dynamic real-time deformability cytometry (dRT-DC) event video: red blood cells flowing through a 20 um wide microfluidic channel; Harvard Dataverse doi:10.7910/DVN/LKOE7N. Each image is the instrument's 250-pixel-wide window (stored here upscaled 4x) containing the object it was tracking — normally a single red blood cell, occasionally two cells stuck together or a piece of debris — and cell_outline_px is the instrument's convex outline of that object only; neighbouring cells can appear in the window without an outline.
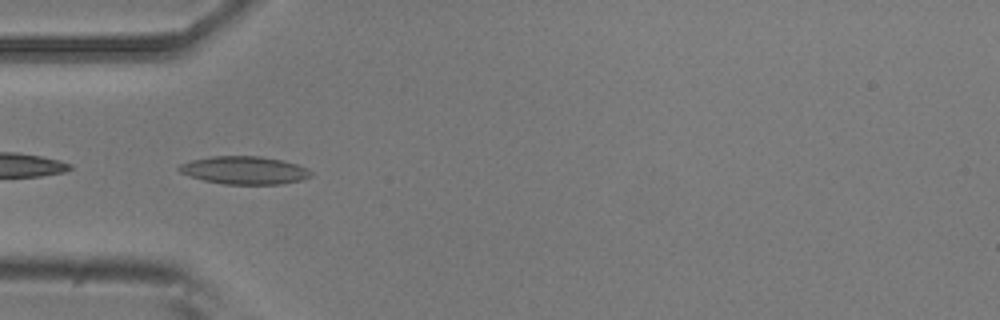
{"species": "common noctule bat (a hibernating species)", "species_latin": "Nyctalus noctula", "temperature_condition": "room temperature", "stored_images_in_passage": 50, "camera_frame_rate_fps": 3000, "um_per_image_px": 0.085, "animal": {"sex": "male", "body_mass_g": 20.5, "forearm_length_mm": 52.5}, "frame": {"image": 1, "passage_image": 14, "time_ms": 4.333, "image_size_px": [1000, 320], "cell_outline_px": [[312, 176], [300, 180], [284, 184], [224, 184], [204, 180], [180, 172], [176, 168], [180, 164], [192, 160], [212, 156], [260, 156], [284, 160], [308, 168], [312, 172]], "centroid_in_image_um": [20.81, 14.47], "position_along_channel_um": 64.2, "area_um2": 21.44}}
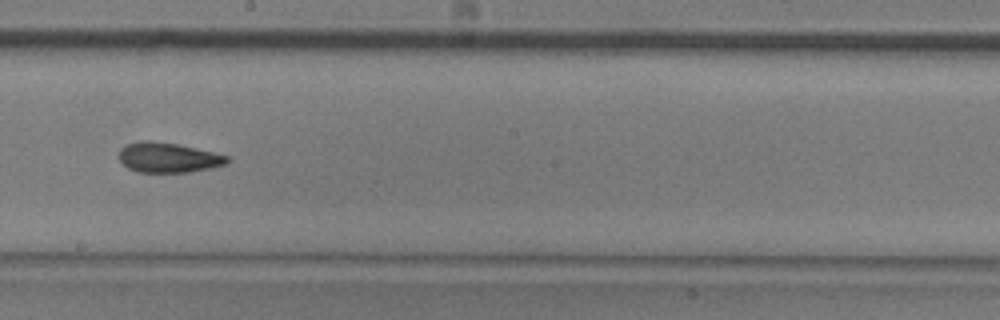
{"frame": {"image": 2, "passage_image": 27, "time_ms": 8.667, "image_size_px": [1000, 320], "cell_outline_px": [[232, 160], [224, 164], [208, 168], [188, 172], [136, 172], [128, 168], [120, 160], [120, 148], [124, 144], [140, 140], [148, 140], [176, 144], [212, 152], [228, 156]], "centroid_in_image_um": [14.25, 13.38], "position_along_channel_um": 233.9, "area_um2": 18.73}}
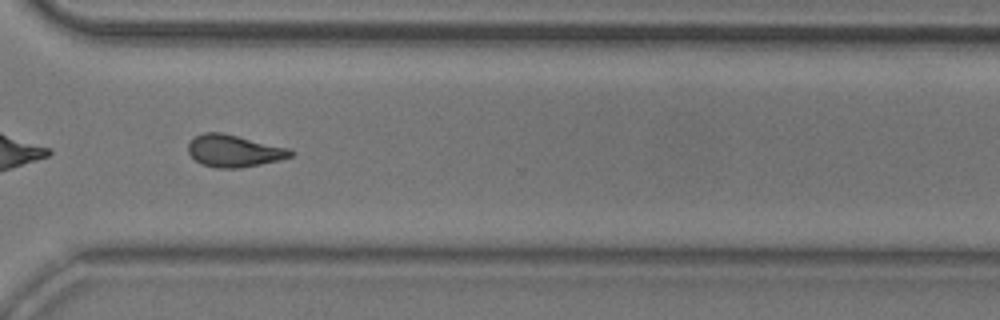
{"frame": {"image": 3, "passage_image": 36, "time_ms": 11.667, "image_size_px": [1000, 320], "cell_outline_px": [[296, 152], [292, 156], [280, 160], [240, 168], [216, 168], [200, 164], [188, 152], [188, 144], [196, 136], [204, 132], [220, 132], [288, 148]], "centroid_in_image_um": [19.89, 12.84], "position_along_channel_um": 350.7, "area_um2": 19.02}, "authors_computed_cell_mechanics": {"area_um2": 18.9873, "velocity_mm_per_s": 3.9069, "shape_relaxation_time_tau1_ms": 8.8661, "shape_relaxation_time_tau2_ms": 1.6662, "deformation_change_tau1": 0.1835, "deformation_change_tau2": 0.0828}}